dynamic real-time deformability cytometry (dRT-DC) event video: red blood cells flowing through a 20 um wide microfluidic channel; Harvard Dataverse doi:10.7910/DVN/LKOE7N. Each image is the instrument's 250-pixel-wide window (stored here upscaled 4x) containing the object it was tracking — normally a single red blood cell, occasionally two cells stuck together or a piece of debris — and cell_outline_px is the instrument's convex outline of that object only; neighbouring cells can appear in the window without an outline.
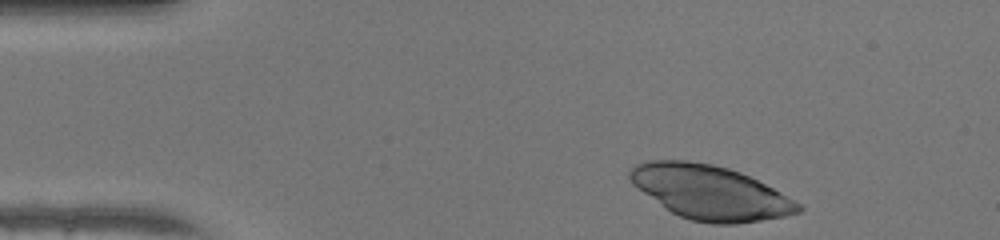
{"species": "human", "species_latin": "Homo sapiens", "temperature_condition": "warm", "stored_images_in_passage": 37, "camera_frame_rate_fps": 3000, "um_per_image_px": 0.085, "donor": {"sex": "female"}, "frame": {"image": 1, "passage_image": 1, "time_ms": 0.0, "image_size_px": [1000, 240], "cell_outline_px": [[804, 208], [800, 212], [784, 216], [736, 224], [712, 224], [692, 220], [680, 216], [672, 212], [632, 184], [628, 176], [628, 172], [636, 164], [648, 160], [688, 160], [712, 164], [728, 168], [740, 172], [772, 188], [800, 204]], "centroid_in_image_um": [60.34, 16.35], "position_along_channel_um": 24.7, "area_um2": 52.48}}